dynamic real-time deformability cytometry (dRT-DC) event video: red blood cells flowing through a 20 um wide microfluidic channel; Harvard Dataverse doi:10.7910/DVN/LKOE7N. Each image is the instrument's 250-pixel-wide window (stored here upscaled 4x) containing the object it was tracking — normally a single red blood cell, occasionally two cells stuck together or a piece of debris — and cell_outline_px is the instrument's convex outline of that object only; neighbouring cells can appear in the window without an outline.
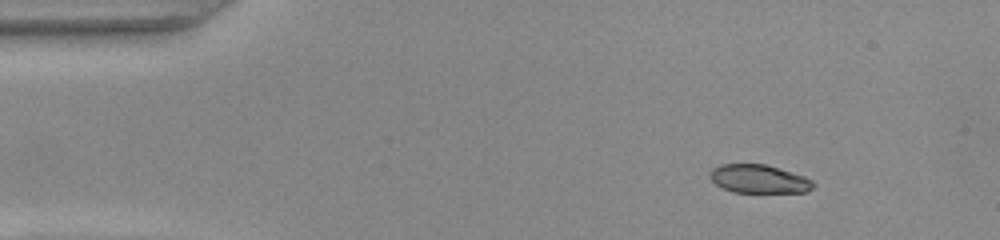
{"species": "common noctule bat (a hibernating species)", "species_latin": "Nyctalus noctula", "temperature_condition": "warm", "stored_images_in_passage": 52, "camera_frame_rate_fps": 3000, "um_per_image_px": 0.085, "animal": {"sex": "female", "body_mass_g": 22.0, "forearm_length_mm": 56.7}, "frame": {"image": 1, "passage_image": 6, "time_ms": 1.667, "image_size_px": [1000, 240], "cell_outline_px": [[816, 184], [808, 192], [732, 192], [716, 184], [708, 176], [708, 172], [712, 168], [720, 164], [764, 164], [804, 176], [812, 180]], "centroid_in_image_um": [64.48, 15.21], "position_along_channel_um": 20.5, "area_um2": 17.11}}
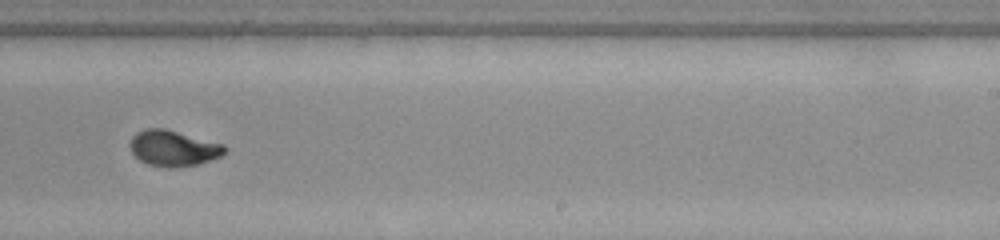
{"frame": {"image": 2, "passage_image": 32, "time_ms": 10.333, "image_size_px": [1000, 240], "cell_outline_px": [[228, 148], [220, 156], [196, 164], [172, 168], [168, 168], [148, 164], [140, 160], [132, 152], [128, 144], [132, 136], [136, 132], [148, 128], [164, 128], [224, 144]], "centroid_in_image_um": [14.7, 12.59], "position_along_channel_um": 274.3, "area_um2": 19.65}}
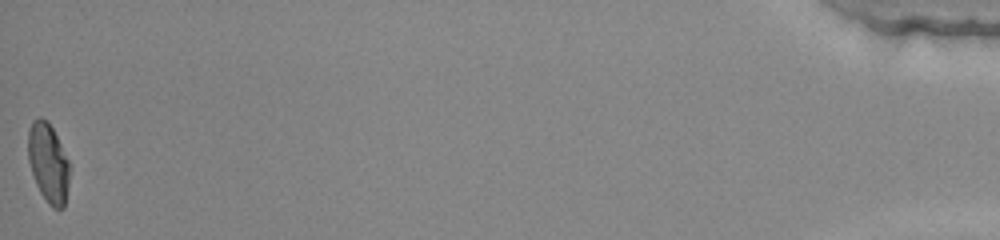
{"frame": {"image": 3, "passage_image": 52, "time_ms": 17.0, "image_size_px": [1000, 240], "cell_outline_px": [[68, 184], [64, 208], [52, 208], [48, 204], [40, 192], [36, 184], [28, 160], [28, 128], [32, 120], [40, 116], [48, 120], [68, 160]], "centroid_in_image_um": [4.07, 13.82], "position_along_channel_um": 431.1, "area_um2": 19.02}, "authors_computed_cell_mechanics": {"area_um2": 19.1896, "velocity_mm_per_s": 3.8925, "shape_relaxation_time_tau1_ms": 4.4966, "shape_relaxation_time_tau2_ms": 0.6823, "deformation_change_tau1": 0.2343, "deformation_change_tau2": 0.0535}}